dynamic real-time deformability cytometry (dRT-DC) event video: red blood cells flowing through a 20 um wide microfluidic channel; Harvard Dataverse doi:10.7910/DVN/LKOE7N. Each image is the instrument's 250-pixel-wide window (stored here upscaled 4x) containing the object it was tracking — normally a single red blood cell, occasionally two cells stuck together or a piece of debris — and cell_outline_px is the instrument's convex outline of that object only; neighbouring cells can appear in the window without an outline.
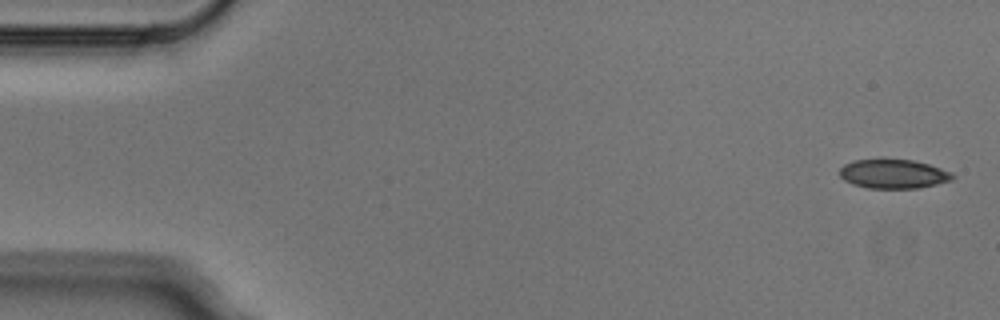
{"species": "Egyptian fruit bat (a non-hibernating species)", "species_latin": "Rousettus aegyptiacus", "temperature_condition": "cold", "stored_images_in_passage": 5, "camera_frame_rate_fps": 3000, "um_per_image_px": 0.085, "animal": {"sex": "male"}, "frame": {"image": 1, "passage_image": 1, "time_ms": 0.0, "image_size_px": [1000, 320], "cell_outline_px": [[956, 176], [952, 180], [920, 188], [868, 188], [852, 184], [844, 180], [840, 176], [840, 168], [844, 164], [852, 160], [884, 156], [912, 160], [928, 164], [952, 172]], "centroid_in_image_um": [75.9, 14.73], "position_along_channel_um": 9.1, "area_um2": 19.94}}
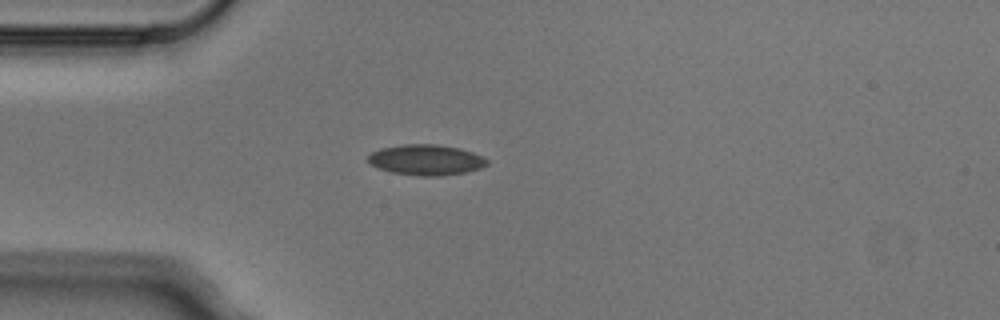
{"frame": {"image": 2, "passage_image": 4, "time_ms": 1.0, "image_size_px": [1000, 320], "cell_outline_px": [[488, 164], [480, 168], [464, 172], [440, 176], [420, 176], [392, 172], [380, 168], [372, 164], [368, 160], [368, 156], [372, 152], [380, 148], [404, 144], [436, 144], [460, 148], [472, 152], [488, 160]], "centroid_in_image_um": [36.22, 13.58], "position_along_channel_um": 48.8, "area_um2": 20.98}}